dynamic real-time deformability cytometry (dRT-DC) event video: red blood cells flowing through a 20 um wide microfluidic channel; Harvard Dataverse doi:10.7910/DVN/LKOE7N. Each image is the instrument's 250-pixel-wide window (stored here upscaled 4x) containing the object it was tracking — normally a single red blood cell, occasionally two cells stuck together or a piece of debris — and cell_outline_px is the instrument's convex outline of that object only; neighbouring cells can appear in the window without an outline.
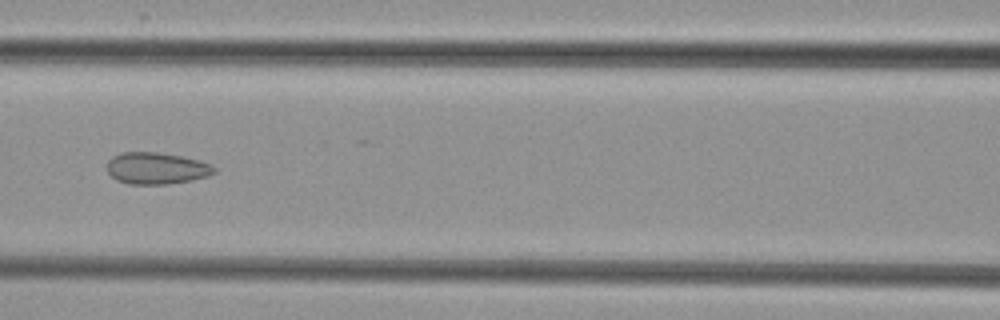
{"species": "common noctule bat (a hibernating species)", "species_latin": "Nyctalus noctula", "temperature_condition": "cold", "stored_images_in_passage": 5, "camera_frame_rate_fps": 3000, "um_per_image_px": 0.085, "animal": {"sex": "female", "body_mass_g": 29.2, "forearm_length_mm": 56.3}, "frame": {"image": 1, "passage_image": 5, "time_ms": 7.333, "image_size_px": [1000, 320], "cell_outline_px": [[216, 172], [208, 176], [192, 180], [168, 184], [128, 184], [116, 180], [108, 172], [108, 160], [112, 156], [120, 152], [156, 152], [180, 156], [196, 160], [208, 164], [216, 168]], "centroid_in_image_um": [13.27, 14.31], "position_along_channel_um": 153.3, "area_um2": 19.71}}